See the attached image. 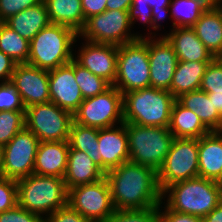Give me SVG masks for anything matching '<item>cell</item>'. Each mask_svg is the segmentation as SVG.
I'll return each instance as SVG.
<instances>
[{"label": "cell", "instance_id": "4fadbf2b", "mask_svg": "<svg viewBox=\"0 0 222 222\" xmlns=\"http://www.w3.org/2000/svg\"><path fill=\"white\" fill-rule=\"evenodd\" d=\"M39 139L26 127L1 148L2 176L14 180L33 174Z\"/></svg>", "mask_w": 222, "mask_h": 222}, {"label": "cell", "instance_id": "d590c367", "mask_svg": "<svg viewBox=\"0 0 222 222\" xmlns=\"http://www.w3.org/2000/svg\"><path fill=\"white\" fill-rule=\"evenodd\" d=\"M199 89L207 94H222V61L220 58H215L209 63Z\"/></svg>", "mask_w": 222, "mask_h": 222}, {"label": "cell", "instance_id": "9c48e42d", "mask_svg": "<svg viewBox=\"0 0 222 222\" xmlns=\"http://www.w3.org/2000/svg\"><path fill=\"white\" fill-rule=\"evenodd\" d=\"M73 114L53 102L34 104L25 109V127L40 142H68Z\"/></svg>", "mask_w": 222, "mask_h": 222}, {"label": "cell", "instance_id": "ee69618b", "mask_svg": "<svg viewBox=\"0 0 222 222\" xmlns=\"http://www.w3.org/2000/svg\"><path fill=\"white\" fill-rule=\"evenodd\" d=\"M16 65L8 55L0 51V82H8L11 80Z\"/></svg>", "mask_w": 222, "mask_h": 222}, {"label": "cell", "instance_id": "bcb514c9", "mask_svg": "<svg viewBox=\"0 0 222 222\" xmlns=\"http://www.w3.org/2000/svg\"><path fill=\"white\" fill-rule=\"evenodd\" d=\"M202 220L203 222H222V201Z\"/></svg>", "mask_w": 222, "mask_h": 222}, {"label": "cell", "instance_id": "681fc988", "mask_svg": "<svg viewBox=\"0 0 222 222\" xmlns=\"http://www.w3.org/2000/svg\"><path fill=\"white\" fill-rule=\"evenodd\" d=\"M216 132H218L220 135H222V121H221V125H220L219 129Z\"/></svg>", "mask_w": 222, "mask_h": 222}, {"label": "cell", "instance_id": "52a82bcc", "mask_svg": "<svg viewBox=\"0 0 222 222\" xmlns=\"http://www.w3.org/2000/svg\"><path fill=\"white\" fill-rule=\"evenodd\" d=\"M145 37L118 46L117 74L113 86L122 94L150 87L148 37Z\"/></svg>", "mask_w": 222, "mask_h": 222}, {"label": "cell", "instance_id": "8992f818", "mask_svg": "<svg viewBox=\"0 0 222 222\" xmlns=\"http://www.w3.org/2000/svg\"><path fill=\"white\" fill-rule=\"evenodd\" d=\"M124 124L128 136L129 161L158 172L169 152L173 134L165 127Z\"/></svg>", "mask_w": 222, "mask_h": 222}, {"label": "cell", "instance_id": "ffe728a7", "mask_svg": "<svg viewBox=\"0 0 222 222\" xmlns=\"http://www.w3.org/2000/svg\"><path fill=\"white\" fill-rule=\"evenodd\" d=\"M69 149L68 142H40L35 156L33 173L64 178Z\"/></svg>", "mask_w": 222, "mask_h": 222}, {"label": "cell", "instance_id": "83f0119b", "mask_svg": "<svg viewBox=\"0 0 222 222\" xmlns=\"http://www.w3.org/2000/svg\"><path fill=\"white\" fill-rule=\"evenodd\" d=\"M176 100L194 112L210 131L219 129L222 116L214 109L212 100H209L206 92L200 89L194 90L180 95Z\"/></svg>", "mask_w": 222, "mask_h": 222}, {"label": "cell", "instance_id": "c3c4849f", "mask_svg": "<svg viewBox=\"0 0 222 222\" xmlns=\"http://www.w3.org/2000/svg\"><path fill=\"white\" fill-rule=\"evenodd\" d=\"M209 100H212L214 109L222 116V94H208Z\"/></svg>", "mask_w": 222, "mask_h": 222}, {"label": "cell", "instance_id": "7dc6e473", "mask_svg": "<svg viewBox=\"0 0 222 222\" xmlns=\"http://www.w3.org/2000/svg\"><path fill=\"white\" fill-rule=\"evenodd\" d=\"M205 10H214L222 6V0H196Z\"/></svg>", "mask_w": 222, "mask_h": 222}, {"label": "cell", "instance_id": "484cf974", "mask_svg": "<svg viewBox=\"0 0 222 222\" xmlns=\"http://www.w3.org/2000/svg\"><path fill=\"white\" fill-rule=\"evenodd\" d=\"M51 24L65 25L78 34L84 28L85 18L81 0H43Z\"/></svg>", "mask_w": 222, "mask_h": 222}, {"label": "cell", "instance_id": "f907efd6", "mask_svg": "<svg viewBox=\"0 0 222 222\" xmlns=\"http://www.w3.org/2000/svg\"><path fill=\"white\" fill-rule=\"evenodd\" d=\"M2 176V168H1V148H0V177Z\"/></svg>", "mask_w": 222, "mask_h": 222}, {"label": "cell", "instance_id": "30bf717a", "mask_svg": "<svg viewBox=\"0 0 222 222\" xmlns=\"http://www.w3.org/2000/svg\"><path fill=\"white\" fill-rule=\"evenodd\" d=\"M73 122L98 129L123 123V94L111 85L103 93L84 99L73 113Z\"/></svg>", "mask_w": 222, "mask_h": 222}, {"label": "cell", "instance_id": "cb8c5ba5", "mask_svg": "<svg viewBox=\"0 0 222 222\" xmlns=\"http://www.w3.org/2000/svg\"><path fill=\"white\" fill-rule=\"evenodd\" d=\"M192 28L212 55L219 58L222 55V6L206 10Z\"/></svg>", "mask_w": 222, "mask_h": 222}, {"label": "cell", "instance_id": "74e56055", "mask_svg": "<svg viewBox=\"0 0 222 222\" xmlns=\"http://www.w3.org/2000/svg\"><path fill=\"white\" fill-rule=\"evenodd\" d=\"M18 204L17 182L14 179L0 177V213Z\"/></svg>", "mask_w": 222, "mask_h": 222}, {"label": "cell", "instance_id": "ba28073f", "mask_svg": "<svg viewBox=\"0 0 222 222\" xmlns=\"http://www.w3.org/2000/svg\"><path fill=\"white\" fill-rule=\"evenodd\" d=\"M131 26L128 11L105 10L88 18L78 35L85 41L120 46L145 37L142 34H131Z\"/></svg>", "mask_w": 222, "mask_h": 222}, {"label": "cell", "instance_id": "8fae6325", "mask_svg": "<svg viewBox=\"0 0 222 222\" xmlns=\"http://www.w3.org/2000/svg\"><path fill=\"white\" fill-rule=\"evenodd\" d=\"M199 139L173 138L162 167L157 172L163 191L167 186L199 176Z\"/></svg>", "mask_w": 222, "mask_h": 222}, {"label": "cell", "instance_id": "ab89813d", "mask_svg": "<svg viewBox=\"0 0 222 222\" xmlns=\"http://www.w3.org/2000/svg\"><path fill=\"white\" fill-rule=\"evenodd\" d=\"M0 222H44V219L17 204L13 208L0 213Z\"/></svg>", "mask_w": 222, "mask_h": 222}, {"label": "cell", "instance_id": "836d02e7", "mask_svg": "<svg viewBox=\"0 0 222 222\" xmlns=\"http://www.w3.org/2000/svg\"><path fill=\"white\" fill-rule=\"evenodd\" d=\"M25 127V111H0V148Z\"/></svg>", "mask_w": 222, "mask_h": 222}, {"label": "cell", "instance_id": "f1b7e54d", "mask_svg": "<svg viewBox=\"0 0 222 222\" xmlns=\"http://www.w3.org/2000/svg\"><path fill=\"white\" fill-rule=\"evenodd\" d=\"M170 3L171 0H133L128 9L129 20L132 25L139 19L154 30L160 29L158 22L169 12Z\"/></svg>", "mask_w": 222, "mask_h": 222}, {"label": "cell", "instance_id": "f6af8a7d", "mask_svg": "<svg viewBox=\"0 0 222 222\" xmlns=\"http://www.w3.org/2000/svg\"><path fill=\"white\" fill-rule=\"evenodd\" d=\"M133 0H107L106 10H125L132 6Z\"/></svg>", "mask_w": 222, "mask_h": 222}, {"label": "cell", "instance_id": "f35d334b", "mask_svg": "<svg viewBox=\"0 0 222 222\" xmlns=\"http://www.w3.org/2000/svg\"><path fill=\"white\" fill-rule=\"evenodd\" d=\"M42 0H0V22L22 10L36 6Z\"/></svg>", "mask_w": 222, "mask_h": 222}, {"label": "cell", "instance_id": "5b68a950", "mask_svg": "<svg viewBox=\"0 0 222 222\" xmlns=\"http://www.w3.org/2000/svg\"><path fill=\"white\" fill-rule=\"evenodd\" d=\"M78 33L65 25L50 24L30 41L27 64L43 70H53L74 59L73 44Z\"/></svg>", "mask_w": 222, "mask_h": 222}, {"label": "cell", "instance_id": "7c38bea8", "mask_svg": "<svg viewBox=\"0 0 222 222\" xmlns=\"http://www.w3.org/2000/svg\"><path fill=\"white\" fill-rule=\"evenodd\" d=\"M68 205L93 222H105L115 211L105 177L95 183L69 188Z\"/></svg>", "mask_w": 222, "mask_h": 222}, {"label": "cell", "instance_id": "7a4b0ae2", "mask_svg": "<svg viewBox=\"0 0 222 222\" xmlns=\"http://www.w3.org/2000/svg\"><path fill=\"white\" fill-rule=\"evenodd\" d=\"M166 194L169 209L203 219L222 201V184L198 176L167 186L162 191L163 200Z\"/></svg>", "mask_w": 222, "mask_h": 222}, {"label": "cell", "instance_id": "2e32d148", "mask_svg": "<svg viewBox=\"0 0 222 222\" xmlns=\"http://www.w3.org/2000/svg\"><path fill=\"white\" fill-rule=\"evenodd\" d=\"M80 49L74 60L113 85L117 74L118 46L86 41Z\"/></svg>", "mask_w": 222, "mask_h": 222}, {"label": "cell", "instance_id": "f546056e", "mask_svg": "<svg viewBox=\"0 0 222 222\" xmlns=\"http://www.w3.org/2000/svg\"><path fill=\"white\" fill-rule=\"evenodd\" d=\"M99 129L72 122L68 143L70 148L83 151L102 170L98 145Z\"/></svg>", "mask_w": 222, "mask_h": 222}, {"label": "cell", "instance_id": "1f68e13d", "mask_svg": "<svg viewBox=\"0 0 222 222\" xmlns=\"http://www.w3.org/2000/svg\"><path fill=\"white\" fill-rule=\"evenodd\" d=\"M169 10L173 27H192L206 11L196 0H171Z\"/></svg>", "mask_w": 222, "mask_h": 222}, {"label": "cell", "instance_id": "8d00e7d4", "mask_svg": "<svg viewBox=\"0 0 222 222\" xmlns=\"http://www.w3.org/2000/svg\"><path fill=\"white\" fill-rule=\"evenodd\" d=\"M20 94L16 91L13 84L0 82V111H25Z\"/></svg>", "mask_w": 222, "mask_h": 222}, {"label": "cell", "instance_id": "b9f144b4", "mask_svg": "<svg viewBox=\"0 0 222 222\" xmlns=\"http://www.w3.org/2000/svg\"><path fill=\"white\" fill-rule=\"evenodd\" d=\"M161 207L162 205L159 204V222H203L199 216L178 213L169 209L166 205L163 207L165 211H162Z\"/></svg>", "mask_w": 222, "mask_h": 222}, {"label": "cell", "instance_id": "277c9868", "mask_svg": "<svg viewBox=\"0 0 222 222\" xmlns=\"http://www.w3.org/2000/svg\"><path fill=\"white\" fill-rule=\"evenodd\" d=\"M16 182L18 204L43 219L68 205V189L63 178L33 173Z\"/></svg>", "mask_w": 222, "mask_h": 222}, {"label": "cell", "instance_id": "d4e9b609", "mask_svg": "<svg viewBox=\"0 0 222 222\" xmlns=\"http://www.w3.org/2000/svg\"><path fill=\"white\" fill-rule=\"evenodd\" d=\"M169 131L174 138L199 139L211 131L190 109L175 100L170 116Z\"/></svg>", "mask_w": 222, "mask_h": 222}, {"label": "cell", "instance_id": "ac0fdd59", "mask_svg": "<svg viewBox=\"0 0 222 222\" xmlns=\"http://www.w3.org/2000/svg\"><path fill=\"white\" fill-rule=\"evenodd\" d=\"M119 126L99 129V156L105 174L129 161L127 130L124 122Z\"/></svg>", "mask_w": 222, "mask_h": 222}, {"label": "cell", "instance_id": "4316f807", "mask_svg": "<svg viewBox=\"0 0 222 222\" xmlns=\"http://www.w3.org/2000/svg\"><path fill=\"white\" fill-rule=\"evenodd\" d=\"M211 62L178 61L173 80L168 90L175 98L198 90L206 68Z\"/></svg>", "mask_w": 222, "mask_h": 222}, {"label": "cell", "instance_id": "e575fe53", "mask_svg": "<svg viewBox=\"0 0 222 222\" xmlns=\"http://www.w3.org/2000/svg\"><path fill=\"white\" fill-rule=\"evenodd\" d=\"M105 222H159V207L141 210H115Z\"/></svg>", "mask_w": 222, "mask_h": 222}, {"label": "cell", "instance_id": "60d3db41", "mask_svg": "<svg viewBox=\"0 0 222 222\" xmlns=\"http://www.w3.org/2000/svg\"><path fill=\"white\" fill-rule=\"evenodd\" d=\"M44 222H93L83 217L79 212L69 205L59 208L52 214L45 217Z\"/></svg>", "mask_w": 222, "mask_h": 222}, {"label": "cell", "instance_id": "5bb4252c", "mask_svg": "<svg viewBox=\"0 0 222 222\" xmlns=\"http://www.w3.org/2000/svg\"><path fill=\"white\" fill-rule=\"evenodd\" d=\"M10 82L20 94L24 107L50 102L49 74L27 63L17 64Z\"/></svg>", "mask_w": 222, "mask_h": 222}, {"label": "cell", "instance_id": "7402d4cb", "mask_svg": "<svg viewBox=\"0 0 222 222\" xmlns=\"http://www.w3.org/2000/svg\"><path fill=\"white\" fill-rule=\"evenodd\" d=\"M105 173L83 151L69 149L64 181L67 189L100 181Z\"/></svg>", "mask_w": 222, "mask_h": 222}, {"label": "cell", "instance_id": "d6986e66", "mask_svg": "<svg viewBox=\"0 0 222 222\" xmlns=\"http://www.w3.org/2000/svg\"><path fill=\"white\" fill-rule=\"evenodd\" d=\"M163 36L172 45L178 61L212 62L215 59L192 27H175Z\"/></svg>", "mask_w": 222, "mask_h": 222}, {"label": "cell", "instance_id": "9a60e30c", "mask_svg": "<svg viewBox=\"0 0 222 222\" xmlns=\"http://www.w3.org/2000/svg\"><path fill=\"white\" fill-rule=\"evenodd\" d=\"M150 87L169 90L178 63L172 45L162 35L159 39L148 36Z\"/></svg>", "mask_w": 222, "mask_h": 222}, {"label": "cell", "instance_id": "4dcf8cb0", "mask_svg": "<svg viewBox=\"0 0 222 222\" xmlns=\"http://www.w3.org/2000/svg\"><path fill=\"white\" fill-rule=\"evenodd\" d=\"M29 43L4 22H0V51L8 55L16 64L27 63Z\"/></svg>", "mask_w": 222, "mask_h": 222}, {"label": "cell", "instance_id": "d6a6232c", "mask_svg": "<svg viewBox=\"0 0 222 222\" xmlns=\"http://www.w3.org/2000/svg\"><path fill=\"white\" fill-rule=\"evenodd\" d=\"M74 75L84 99L103 93L111 85L101 77L92 74L74 60Z\"/></svg>", "mask_w": 222, "mask_h": 222}, {"label": "cell", "instance_id": "3957f363", "mask_svg": "<svg viewBox=\"0 0 222 222\" xmlns=\"http://www.w3.org/2000/svg\"><path fill=\"white\" fill-rule=\"evenodd\" d=\"M176 98L168 91L143 88L123 94V120L148 127L168 128Z\"/></svg>", "mask_w": 222, "mask_h": 222}, {"label": "cell", "instance_id": "603a6c76", "mask_svg": "<svg viewBox=\"0 0 222 222\" xmlns=\"http://www.w3.org/2000/svg\"><path fill=\"white\" fill-rule=\"evenodd\" d=\"M4 23L29 42L40 30L51 24L43 0L36 6L10 16Z\"/></svg>", "mask_w": 222, "mask_h": 222}, {"label": "cell", "instance_id": "7bdbcfd3", "mask_svg": "<svg viewBox=\"0 0 222 222\" xmlns=\"http://www.w3.org/2000/svg\"><path fill=\"white\" fill-rule=\"evenodd\" d=\"M85 22L88 18L103 13L106 10L107 0H81Z\"/></svg>", "mask_w": 222, "mask_h": 222}, {"label": "cell", "instance_id": "6da1fadb", "mask_svg": "<svg viewBox=\"0 0 222 222\" xmlns=\"http://www.w3.org/2000/svg\"><path fill=\"white\" fill-rule=\"evenodd\" d=\"M115 210H141L164 204L158 175L150 167L125 162L105 174Z\"/></svg>", "mask_w": 222, "mask_h": 222}, {"label": "cell", "instance_id": "44dd1931", "mask_svg": "<svg viewBox=\"0 0 222 222\" xmlns=\"http://www.w3.org/2000/svg\"><path fill=\"white\" fill-rule=\"evenodd\" d=\"M199 177L222 184V135L216 131L199 138Z\"/></svg>", "mask_w": 222, "mask_h": 222}, {"label": "cell", "instance_id": "e0dca14e", "mask_svg": "<svg viewBox=\"0 0 222 222\" xmlns=\"http://www.w3.org/2000/svg\"><path fill=\"white\" fill-rule=\"evenodd\" d=\"M48 74L50 102L73 114L84 100L74 75V59Z\"/></svg>", "mask_w": 222, "mask_h": 222}]
</instances>
